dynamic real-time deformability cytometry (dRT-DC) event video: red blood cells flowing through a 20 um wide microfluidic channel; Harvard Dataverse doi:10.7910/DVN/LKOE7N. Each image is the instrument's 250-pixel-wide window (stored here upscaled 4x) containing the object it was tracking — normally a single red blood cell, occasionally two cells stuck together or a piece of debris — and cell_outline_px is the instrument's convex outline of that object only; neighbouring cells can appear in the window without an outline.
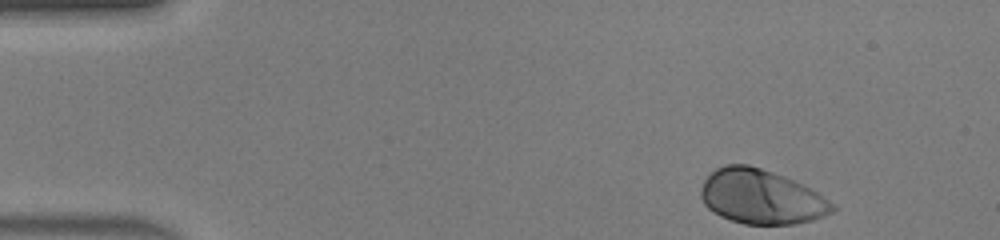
{"species": "human", "species_latin": "Homo sapiens", "temperature_condition": "warm", "stored_images_in_passage": 42, "camera_frame_rate_fps": 3000, "um_per_image_px": 0.085, "donor": {"sex": "male"}, "frame": {"image": 1, "passage_image": 1, "time_ms": 0.0, "image_size_px": [1000, 240], "cell_outline_px": [[836, 208], [832, 212], [824, 216], [812, 220], [792, 224], [744, 224], [720, 216], [708, 208], [704, 204], [700, 196], [700, 188], [704, 180], [716, 168], [724, 164], [748, 164], [784, 176], [816, 192], [828, 200]], "centroid_in_image_um": [64.66, 16.73], "position_along_channel_um": 20.3, "area_um2": 41.38}}
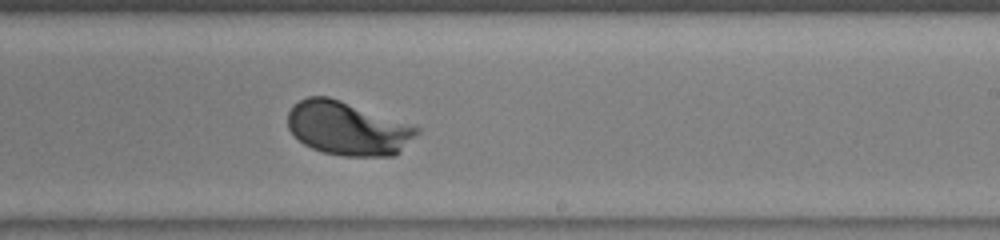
{"frame": {"image": 2, "passage_image": 24, "time_ms": 7.667, "image_size_px": [1000, 240], "cell_outline_px": [[420, 132], [396, 156], [340, 156], [324, 152], [312, 148], [304, 144], [288, 128], [288, 112], [292, 104], [308, 96], [328, 96], [340, 100], [420, 128]], "centroid_in_image_um": [29.54, 10.92], "position_along_channel_um": 259.5, "area_um2": 40.11}}
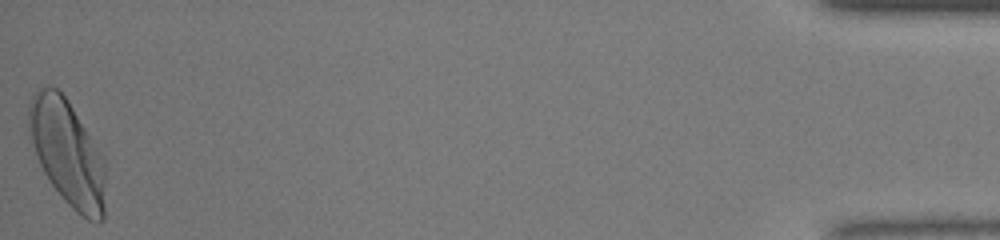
{"frame": {"image": 3, "passage_image": 42, "time_ms": 13.667, "image_size_px": [1000, 240], "cell_outline_px": [[104, 220], [96, 224], [80, 216], [64, 200], [52, 184], [44, 172], [28, 140], [28, 104], [32, 96], [44, 84], [48, 84], [56, 88], [68, 100], [104, 156]], "centroid_in_image_um": [5.71, 12.98], "position_along_channel_um": 429.5, "area_um2": 47.74}, "authors_computed_cell_mechanics": {"area_um2": 40.1421, "velocity_mm_per_s": 4.4168, "shape_relaxation_time_tau1_ms": 1.3131, "shape_relaxation_time_tau2_ms": null, "deformation_change_tau1": 0.1351, "deformation_change_tau2": null}}